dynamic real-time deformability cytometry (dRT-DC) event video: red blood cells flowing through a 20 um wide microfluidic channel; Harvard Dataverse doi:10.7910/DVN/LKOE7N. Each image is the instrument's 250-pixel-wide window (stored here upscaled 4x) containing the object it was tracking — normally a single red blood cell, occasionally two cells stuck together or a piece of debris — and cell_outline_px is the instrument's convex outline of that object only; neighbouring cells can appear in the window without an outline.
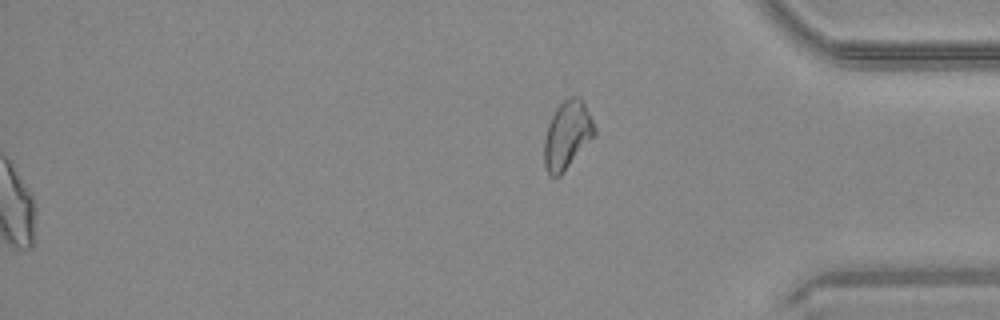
{"species": "common noctule bat (a hibernating species)", "species_latin": "Nyctalus noctula", "temperature_condition": "warm", "stored_images_in_passage": 51, "segment_of_instrument_passage": [2, 2], "camera_frame_rate_fps": 3000, "um_per_image_px": 0.085, "animal": {"sex": "male", "body_mass_g": 20.4}, "frame": {"image": 1, "passage_image": 51, "time_ms": 16.667, "image_size_px": [1000, 320], "cell_outline_px": [[596, 132], [560, 176], [552, 176], [548, 172], [544, 164], [544, 140], [548, 124], [556, 108], [564, 100], [572, 96], [580, 96], [584, 100], [596, 128]], "centroid_in_image_um": [48.21, 11.43], "position_along_channel_um": 387.0, "area_um2": 19.65}}